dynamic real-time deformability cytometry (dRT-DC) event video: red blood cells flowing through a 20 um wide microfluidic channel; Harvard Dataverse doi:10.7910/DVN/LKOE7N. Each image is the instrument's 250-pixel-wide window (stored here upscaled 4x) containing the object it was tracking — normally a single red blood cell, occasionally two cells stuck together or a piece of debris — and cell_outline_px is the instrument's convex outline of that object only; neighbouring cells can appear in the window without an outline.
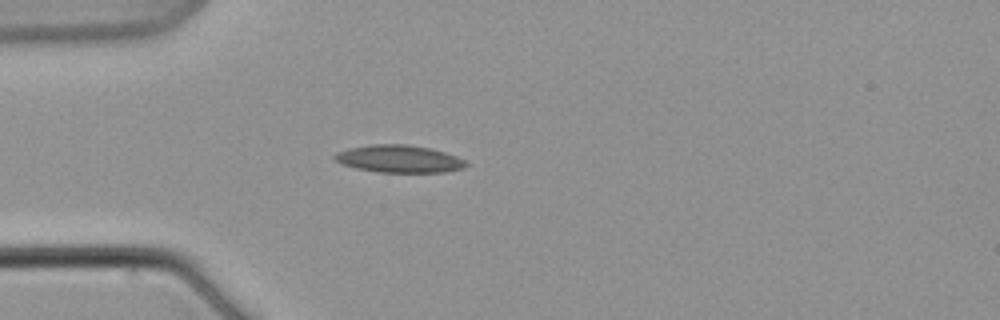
{"species": "common noctule bat (a hibernating species)", "species_latin": "Nyctalus noctula", "temperature_condition": "warm", "stored_images_in_passage": 5, "camera_frame_rate_fps": 3000, "um_per_image_px": 0.085, "animal": {"sex": "male", "body_mass_g": 21.5, "forearm_length_mm": 52.0}, "frame": {"image": 1, "passage_image": 1, "time_ms": 0.0, "image_size_px": [1000, 320], "cell_outline_px": [[468, 164], [464, 168], [444, 172], [380, 172], [356, 168], [340, 164], [332, 156], [336, 152], [348, 148], [372, 144], [408, 144], [428, 148], [444, 152], [456, 156], [464, 160]], "centroid_in_image_um": [33.89, 13.5], "position_along_channel_um": 51.1, "area_um2": 20.98}}
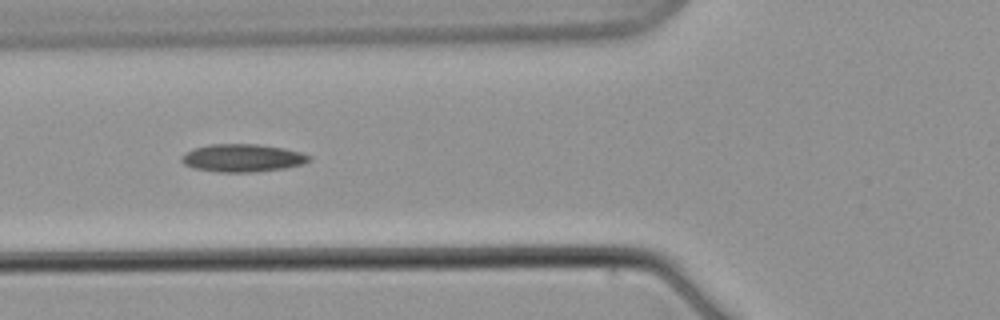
{"frame": {"image": 2, "passage_image": 3, "time_ms": 2.333, "image_size_px": [1000, 320], "cell_outline_px": [[312, 160], [304, 164], [284, 168], [256, 172], [220, 172], [192, 168], [184, 164], [180, 160], [180, 156], [196, 148], [208, 144], [256, 144], [284, 148], [300, 152], [312, 156]], "centroid_in_image_um": [20.64, 13.43], "position_along_channel_um": 105.2, "area_um2": 20.75}}
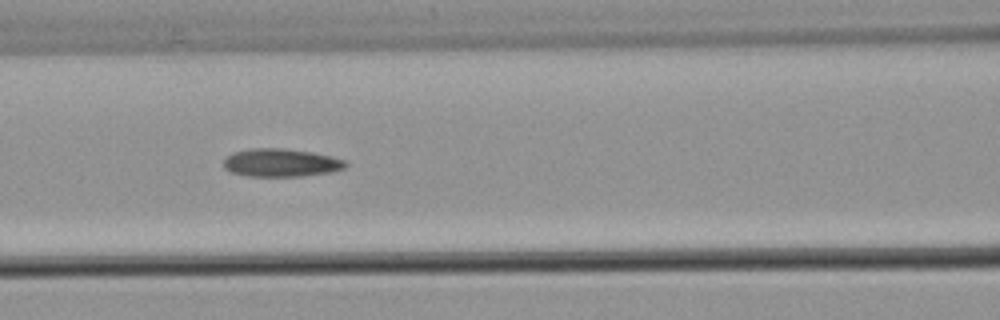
{"frame": {"image": 3, "passage_image": 4, "time_ms": 3.667, "image_size_px": [1000, 320], "cell_outline_px": [[348, 164], [344, 168], [332, 172], [304, 176], [248, 176], [232, 172], [224, 168], [224, 160], [232, 152], [252, 148], [284, 148], [312, 152], [332, 156], [344, 160]], "centroid_in_image_um": [23.9, 13.83], "position_along_channel_um": 142.7, "area_um2": 20.0}}